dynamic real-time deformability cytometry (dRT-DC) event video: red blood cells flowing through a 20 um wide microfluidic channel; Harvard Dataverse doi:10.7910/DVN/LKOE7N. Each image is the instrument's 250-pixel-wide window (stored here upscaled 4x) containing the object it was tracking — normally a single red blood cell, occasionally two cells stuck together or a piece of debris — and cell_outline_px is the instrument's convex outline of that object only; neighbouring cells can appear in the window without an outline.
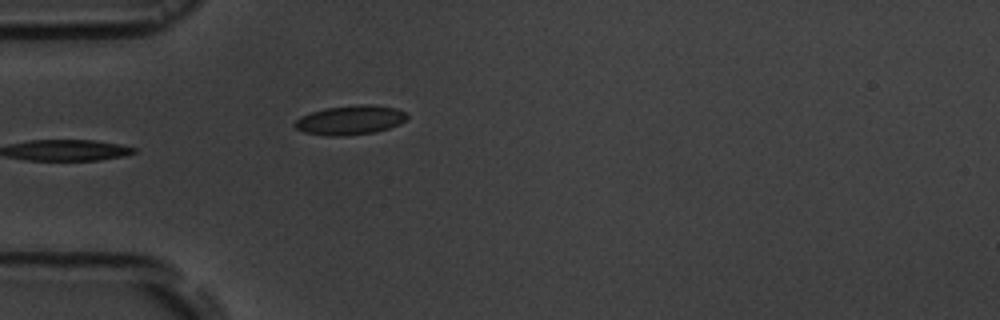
{"species": "common noctule bat (a hibernating species)", "species_latin": "Nyctalus noctula", "temperature_condition": "room temperature", "stored_images_in_passage": 6, "camera_frame_rate_fps": 3000, "um_per_image_px": 0.085, "animal": {"sex": "male", "body_mass_g": 19.5, "forearm_length_mm": 54.6}, "frame": {"image": 1, "passage_image": 6, "time_ms": 5.667, "image_size_px": [1000, 320], "cell_outline_px": [[408, 116], [404, 120], [388, 128], [376, 132], [344, 136], [328, 136], [304, 132], [296, 128], [292, 124], [300, 116], [324, 108], [360, 104], [372, 104], [396, 108], [404, 112]], "centroid_in_image_um": [29.73, 10.2], "position_along_channel_um": 55.3, "area_um2": 19.13}}